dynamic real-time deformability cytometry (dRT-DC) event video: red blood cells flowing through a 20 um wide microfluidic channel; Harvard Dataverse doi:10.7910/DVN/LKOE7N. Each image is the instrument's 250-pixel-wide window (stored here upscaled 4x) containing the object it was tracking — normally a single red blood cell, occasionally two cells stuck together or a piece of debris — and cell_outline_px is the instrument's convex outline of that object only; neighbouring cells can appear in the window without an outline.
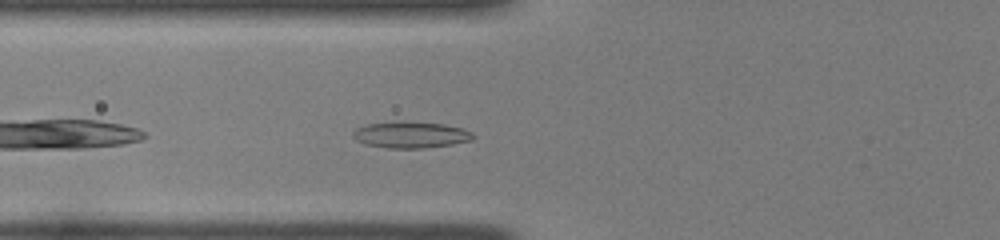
{"species": "common noctule bat (a hibernating species)", "species_latin": "Nyctalus noctula", "temperature_condition": "room temperature", "stored_images_in_passage": 35, "camera_frame_rate_fps": 3000, "um_per_image_px": 0.085, "animal": {"sex": "female", "body_mass_g": 22.0, "forearm_length_mm": 56.7}, "frame": {"image": 1, "passage_image": 4, "time_ms": 1.0, "image_size_px": [1000, 240], "cell_outline_px": [[476, 136], [472, 140], [452, 144], [424, 148], [388, 148], [364, 144], [356, 140], [352, 136], [352, 132], [356, 128], [368, 124], [400, 120], [404, 120], [444, 124], [460, 128], [472, 132]], "centroid_in_image_um": [34.89, 11.44], "position_along_channel_um": 90.9, "area_um2": 18.73}}
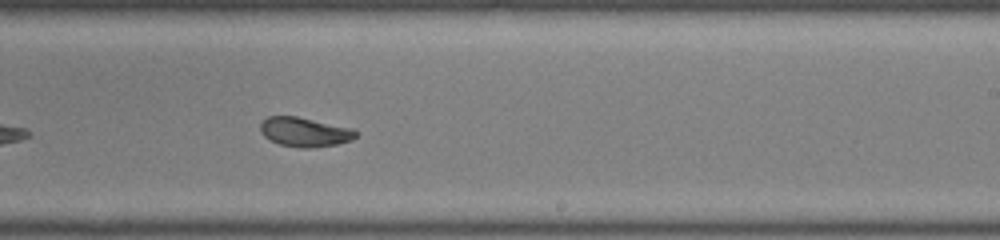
{"frame": {"image": 2, "passage_image": 17, "time_ms": 5.333, "image_size_px": [1000, 240], "cell_outline_px": [[356, 136], [352, 140], [336, 144], [312, 148], [300, 148], [280, 144], [264, 136], [260, 132], [260, 124], [268, 116], [296, 116], [352, 128], [356, 132]], "centroid_in_image_um": [25.88, 11.22], "position_along_channel_um": 263.1, "area_um2": 16.18}}
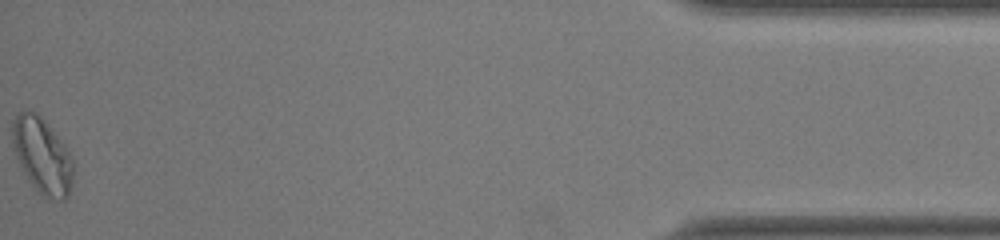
{"frame": {"image": 3, "passage_image": 35, "time_ms": 11.333, "image_size_px": [1000, 240], "cell_outline_px": [[72, 180], [68, 196], [64, 200], [48, 200], [36, 192], [20, 168], [12, 144], [12, 120], [20, 112], [36, 112], [48, 124], [64, 144], [72, 160]], "centroid_in_image_um": [3.56, 13.28], "position_along_channel_um": 431.6, "area_um2": 26.93}, "authors_computed_cell_mechanics": {"area_um2": 17.051, "velocity_mm_per_s": 3.9802, "shape_relaxation_time_tau1_ms": 2.0314, "shape_relaxation_time_tau2_ms": 1.3499, "deformation_change_tau1": 0.0914, "deformation_change_tau2": 0.0613}}